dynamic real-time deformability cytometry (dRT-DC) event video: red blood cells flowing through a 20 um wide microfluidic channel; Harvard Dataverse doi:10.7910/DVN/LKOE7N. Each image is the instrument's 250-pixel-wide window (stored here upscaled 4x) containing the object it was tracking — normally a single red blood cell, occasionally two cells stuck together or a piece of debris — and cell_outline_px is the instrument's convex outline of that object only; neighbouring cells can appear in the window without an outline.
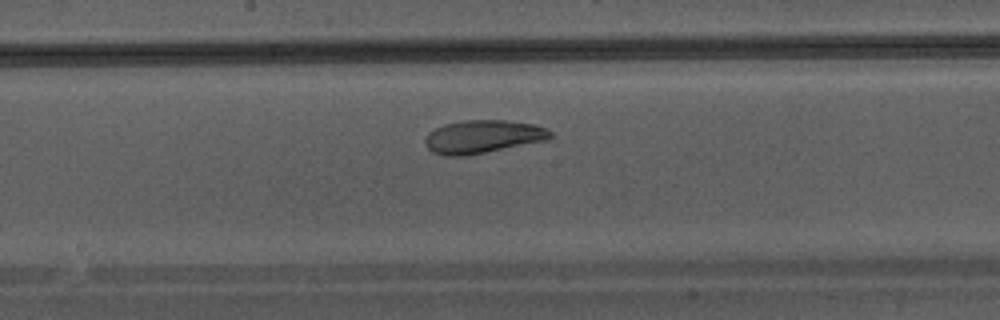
{"species": "Egyptian fruit bat (a non-hibernating species)", "species_latin": "Rousettus aegyptiacus", "temperature_condition": "warm", "stored_images_in_passage": 37, "camera_frame_rate_fps": 3000, "um_per_image_px": 0.085, "animal": {"sex": "male"}, "frame": {"image": 1, "passage_image": 16, "time_ms": 5.0, "image_size_px": [1000, 320], "cell_outline_px": [[552, 136], [548, 140], [464, 156], [444, 156], [432, 152], [424, 144], [424, 140], [428, 132], [444, 124], [464, 120], [504, 120], [532, 124], [548, 128], [552, 132]], "centroid_in_image_um": [41.02, 11.62], "position_along_channel_um": 207.2, "area_um2": 24.22}}